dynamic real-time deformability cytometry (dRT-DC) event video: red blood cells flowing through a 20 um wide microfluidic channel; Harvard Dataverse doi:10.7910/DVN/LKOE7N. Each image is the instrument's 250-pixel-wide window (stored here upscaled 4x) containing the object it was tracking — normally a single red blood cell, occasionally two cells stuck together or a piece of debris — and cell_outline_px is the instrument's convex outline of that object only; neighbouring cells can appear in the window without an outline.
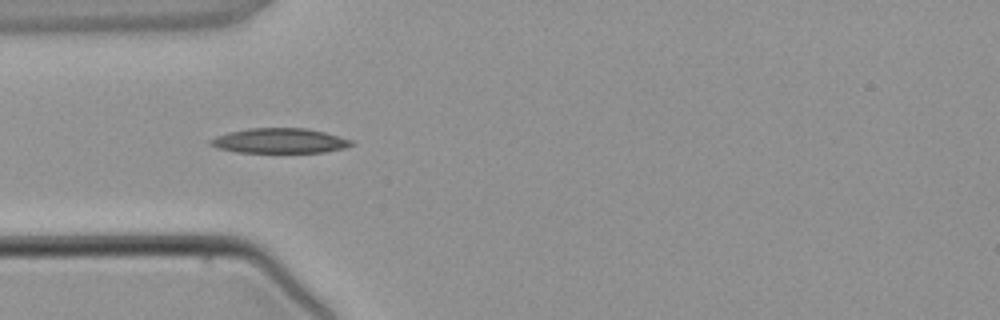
{"species": "common noctule bat (a hibernating species)", "species_latin": "Nyctalus noctula", "temperature_condition": "warm", "stored_images_in_passage": 4, "camera_frame_rate_fps": 3000, "um_per_image_px": 0.085, "animal": {"sex": "male", "body_mass_g": 21.5, "forearm_length_mm": 52.0}, "frame": {"image": 1, "passage_image": 3, "time_ms": 2.667, "image_size_px": [1000, 320], "cell_outline_px": [[356, 144], [344, 148], [324, 152], [236, 152], [216, 148], [208, 144], [208, 140], [216, 136], [228, 132], [248, 128], [308, 128], [324, 132], [352, 140]], "centroid_in_image_um": [23.74, 11.96], "position_along_channel_um": 61.3, "area_um2": 20.58}}
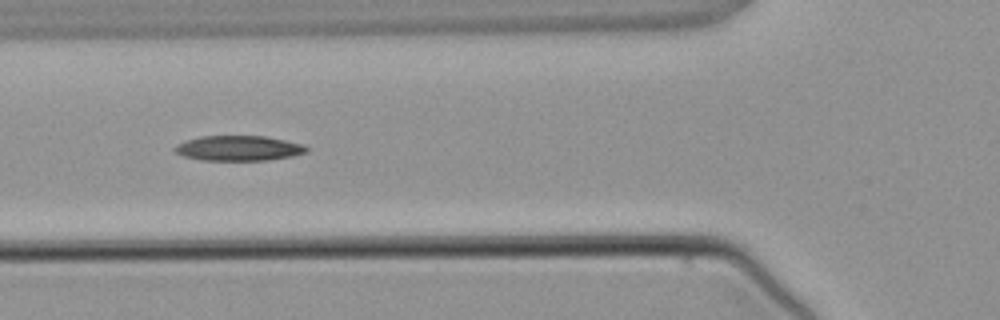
{"frame": {"image": 2, "passage_image": 4, "time_ms": 3.667, "image_size_px": [1000, 320], "cell_outline_px": [[308, 152], [292, 156], [268, 160], [200, 160], [184, 156], [176, 152], [172, 148], [176, 144], [184, 140], [200, 136], [264, 136], [304, 144], [308, 148]], "centroid_in_image_um": [20.26, 12.59], "position_along_channel_um": 105.5, "area_um2": 19.36}}